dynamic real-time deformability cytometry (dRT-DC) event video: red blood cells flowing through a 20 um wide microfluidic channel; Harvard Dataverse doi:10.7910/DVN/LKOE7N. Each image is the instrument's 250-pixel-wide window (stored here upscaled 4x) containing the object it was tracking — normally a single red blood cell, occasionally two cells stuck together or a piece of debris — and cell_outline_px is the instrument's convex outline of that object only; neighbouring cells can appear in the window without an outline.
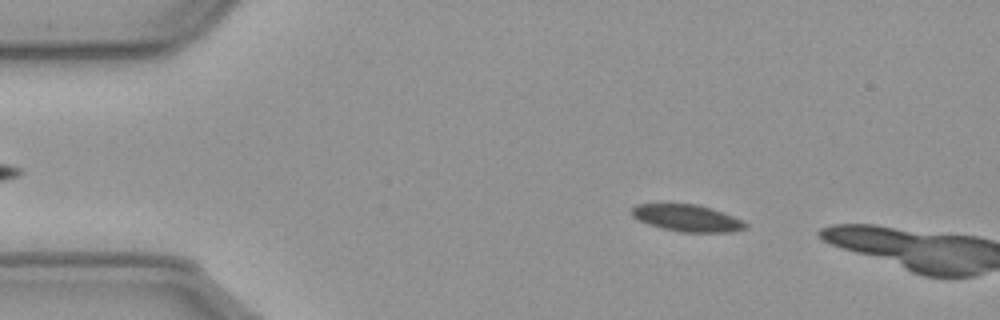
{"species": "common noctule bat (a hibernating species)", "species_latin": "Nyctalus noctula", "temperature_condition": "cold", "stored_images_in_passage": 17, "camera_frame_rate_fps": 3000, "um_per_image_px": 0.085, "animal": {"sex": "male", "body_mass_g": 23.1, "forearm_length_mm": 52.7}, "frame": {"image": 1, "passage_image": 10, "time_ms": 3.0, "image_size_px": [1000, 320], "cell_outline_px": [[748, 228], [732, 232], [680, 232], [660, 228], [648, 224], [632, 216], [632, 208], [636, 204], [696, 204], [712, 208], [732, 216], [748, 224]], "centroid_in_image_um": [58.42, 18.54], "position_along_channel_um": 26.6, "area_um2": 17.74}}